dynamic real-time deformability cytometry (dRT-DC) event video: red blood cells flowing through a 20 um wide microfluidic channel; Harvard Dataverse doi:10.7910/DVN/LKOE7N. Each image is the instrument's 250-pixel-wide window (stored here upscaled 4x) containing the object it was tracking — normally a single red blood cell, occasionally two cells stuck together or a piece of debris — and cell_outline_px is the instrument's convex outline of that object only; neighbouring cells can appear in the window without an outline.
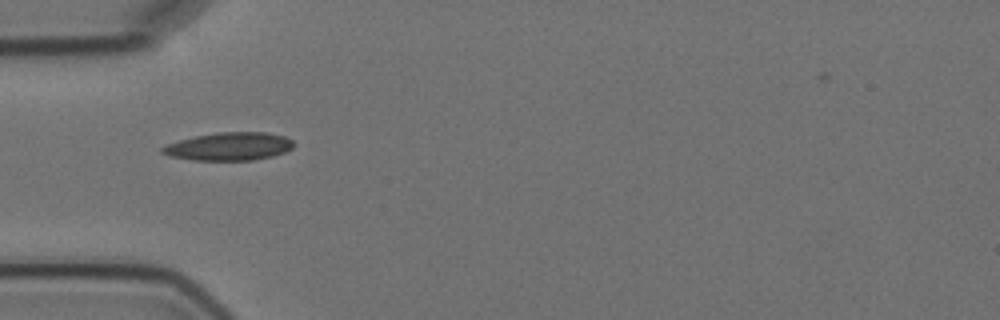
{"species": "Egyptian fruit bat (a non-hibernating species)", "species_latin": "Rousettus aegyptiacus", "temperature_condition": "cold", "stored_images_in_passage": 7, "camera_frame_rate_fps": 3000, "um_per_image_px": 0.085, "animal": {"sex": "female"}, "frame": {"image": 1, "passage_image": 2, "time_ms": 1.333, "image_size_px": [1000, 320], "cell_outline_px": [[296, 144], [292, 148], [284, 152], [272, 156], [252, 160], [192, 160], [172, 156], [160, 152], [160, 148], [168, 144], [180, 140], [196, 136], [220, 132], [264, 132], [284, 136], [292, 140]], "centroid_in_image_um": [19.5, 12.44], "position_along_channel_um": 65.5, "area_um2": 21.27}}
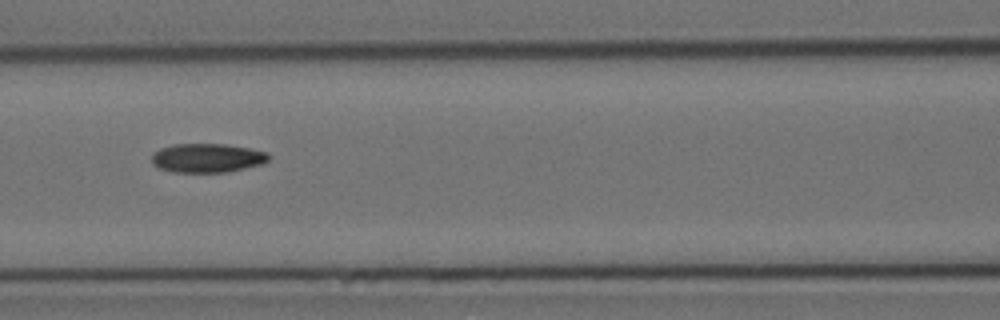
{"frame": {"image": 2, "passage_image": 4, "time_ms": 3.667, "image_size_px": [1000, 320], "cell_outline_px": [[268, 160], [260, 164], [228, 172], [172, 172], [160, 168], [152, 164], [152, 152], [160, 148], [176, 144], [224, 144], [248, 148], [264, 152], [268, 156]], "centroid_in_image_um": [17.54, 13.43], "position_along_channel_um": 149.1, "area_um2": 19.54}}
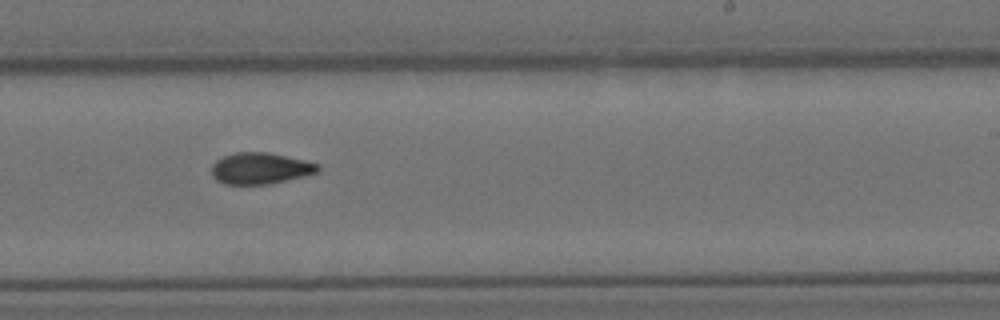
{"frame": {"image": 3, "passage_image": 7, "time_ms": 7.0, "image_size_px": [1000, 320], "cell_outline_px": [[320, 168], [316, 172], [272, 184], [224, 184], [216, 180], [212, 176], [212, 164], [216, 160], [224, 156], [236, 152], [268, 152], [304, 160], [320, 164]], "centroid_in_image_um": [22.1, 14.31], "position_along_channel_um": 266.9, "area_um2": 19.36}}